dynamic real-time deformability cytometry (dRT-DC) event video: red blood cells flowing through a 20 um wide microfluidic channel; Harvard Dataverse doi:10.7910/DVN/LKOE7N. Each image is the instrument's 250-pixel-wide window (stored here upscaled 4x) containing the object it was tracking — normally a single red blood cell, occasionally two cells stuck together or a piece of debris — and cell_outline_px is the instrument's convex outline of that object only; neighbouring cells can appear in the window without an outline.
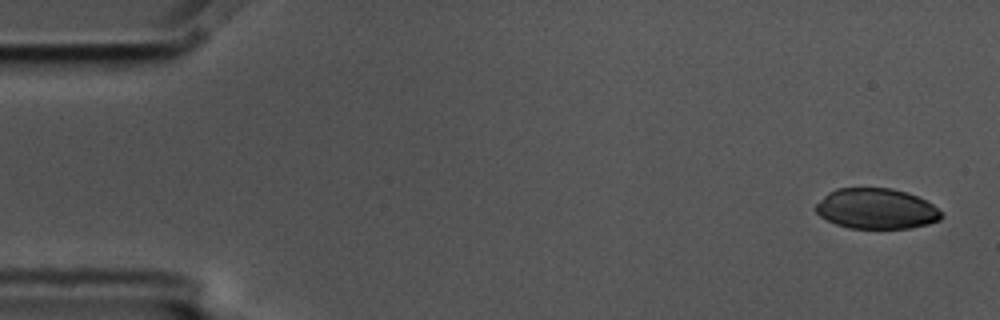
{"species": "common noctule bat (a hibernating species)", "species_latin": "Nyctalus noctula", "temperature_condition": "cold", "stored_images_in_passage": 4, "camera_frame_rate_fps": 3000, "um_per_image_px": 0.085, "animal": {"sex": "male", "body_mass_g": 17.5, "forearm_length_mm": 52.3}, "frame": {"image": 1, "passage_image": 1, "time_ms": 0.0, "image_size_px": [1000, 320], "cell_outline_px": [[944, 216], [940, 220], [928, 224], [912, 228], [848, 228], [836, 224], [820, 216], [816, 212], [816, 204], [828, 192], [836, 188], [892, 188], [916, 196], [932, 204]], "centroid_in_image_um": [74.48, 17.74], "position_along_channel_um": 10.5, "area_um2": 29.48}}